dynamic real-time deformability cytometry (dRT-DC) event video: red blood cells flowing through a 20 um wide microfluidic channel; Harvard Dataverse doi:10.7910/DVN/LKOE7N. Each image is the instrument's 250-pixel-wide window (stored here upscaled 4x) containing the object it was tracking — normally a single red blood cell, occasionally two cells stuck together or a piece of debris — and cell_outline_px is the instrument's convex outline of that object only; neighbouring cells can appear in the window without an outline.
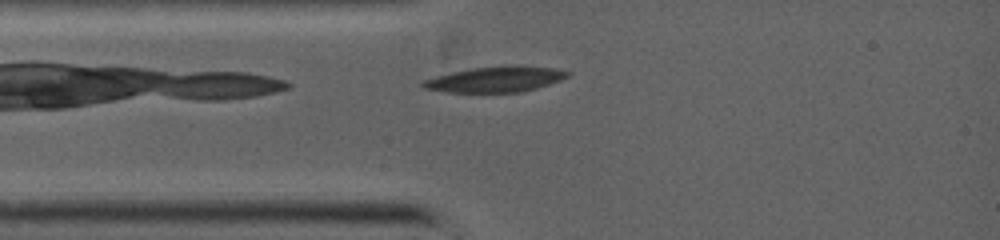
{"species": "common noctule bat (a hibernating species)", "species_latin": "Nyctalus noctula", "temperature_condition": "warm", "stored_images_in_passage": 32, "camera_frame_rate_fps": 5000, "um_per_image_px": 0.085, "animal": {"sex": "female", "body_mass_g": 19.0, "forearm_length_mm": 53.3}, "frame": {"image": 1, "passage_image": 2, "time_ms": 0.4, "image_size_px": [1000, 240], "cell_outline_px": [[572, 72], [568, 76], [560, 80], [536, 88], [520, 92], [448, 92], [424, 88], [420, 84], [420, 80], [452, 72], [472, 68], [508, 64], [520, 64], [556, 68]], "centroid_in_image_um": [42.14, 6.71], "position_along_channel_um": 42.9, "area_um2": 21.91}}
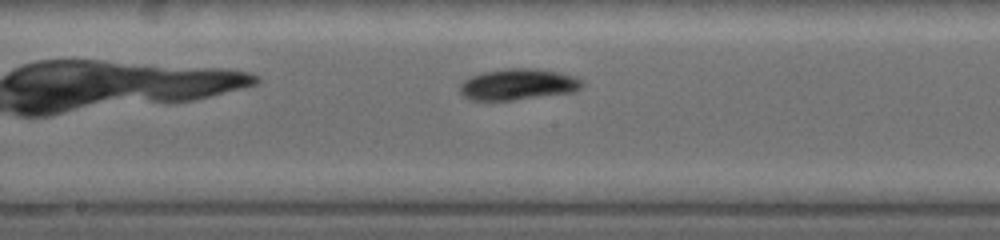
{"frame": {"image": 2, "passage_image": 17, "time_ms": 3.8, "image_size_px": [1000, 240], "cell_outline_px": [[584, 84], [576, 92], [516, 100], [472, 100], [464, 96], [460, 92], [460, 84], [464, 80], [472, 76], [484, 72], [504, 68], [532, 68], [560, 72], [584, 80]], "centroid_in_image_um": [44.07, 7.17], "position_along_channel_um": 204.1, "area_um2": 22.37}}
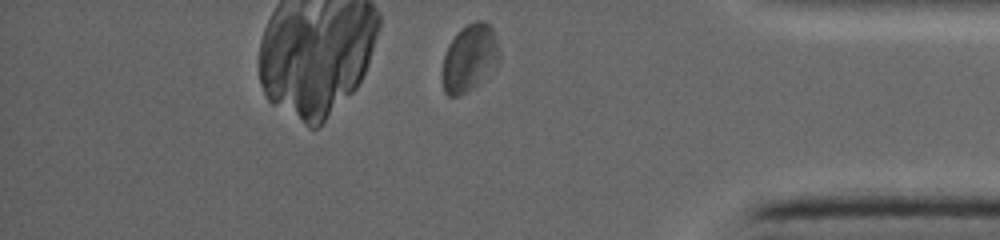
{"frame": {"image": 3, "passage_image": 32, "time_ms": 8.2, "image_size_px": [1000, 240], "cell_outline_px": [[500, 60], [472, 88], [460, 96], [448, 96], [444, 92], [440, 76], [440, 72], [444, 56], [448, 44], [456, 32], [460, 28], [476, 20], [484, 20], [492, 28], [496, 36]], "centroid_in_image_um": [39.85, 4.91], "position_along_channel_um": 395.4, "area_um2": 22.43}}